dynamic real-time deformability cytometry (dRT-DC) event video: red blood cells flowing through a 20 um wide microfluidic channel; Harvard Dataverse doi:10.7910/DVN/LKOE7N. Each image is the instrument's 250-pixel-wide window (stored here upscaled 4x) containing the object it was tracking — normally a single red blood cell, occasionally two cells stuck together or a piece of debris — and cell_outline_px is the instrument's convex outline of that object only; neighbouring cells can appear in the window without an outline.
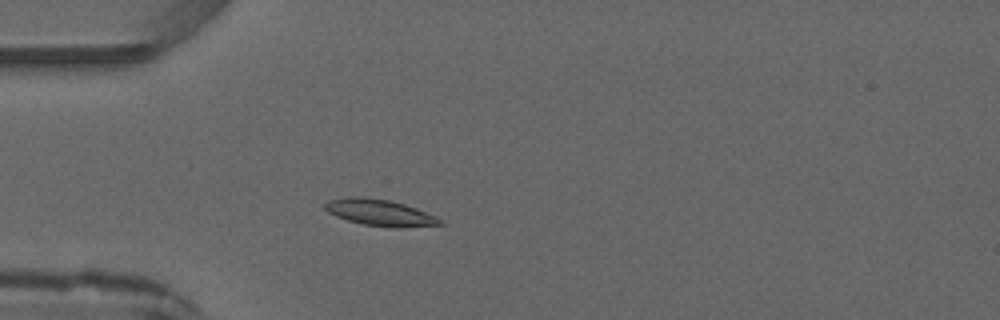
{"species": "common noctule bat (a hibernating species)", "species_latin": "Nyctalus noctula", "temperature_condition": "warm", "stored_images_in_passage": 3, "camera_frame_rate_fps": 3000, "um_per_image_px": 0.085, "animal": {"sex": "male", "forearm_length_mm": 52.5}, "frame": {"image": 1, "passage_image": 3, "time_ms": 2.333, "image_size_px": [1000, 320], "cell_outline_px": [[444, 224], [364, 224], [348, 220], [336, 216], [328, 212], [324, 208], [324, 204], [328, 200], [344, 196], [364, 196], [392, 200], [416, 208], [436, 216]], "centroid_in_image_um": [32.12, 17.97], "position_along_channel_um": 52.9, "area_um2": 16.65}}